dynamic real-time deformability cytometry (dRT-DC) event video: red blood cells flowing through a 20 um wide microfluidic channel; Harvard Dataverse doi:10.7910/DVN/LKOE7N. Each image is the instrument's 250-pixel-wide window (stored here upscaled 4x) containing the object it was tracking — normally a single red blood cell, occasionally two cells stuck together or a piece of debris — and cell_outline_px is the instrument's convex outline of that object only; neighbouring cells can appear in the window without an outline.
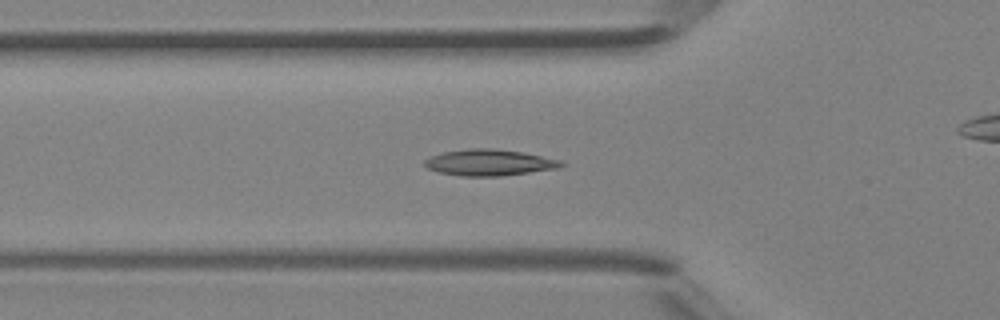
{"species": "Egyptian fruit bat (a non-hibernating species)", "species_latin": "Rousettus aegyptiacus", "temperature_condition": "room temperature", "stored_images_in_passage": 43, "camera_frame_rate_fps": 3000, "um_per_image_px": 0.085, "animal": {"sex": "female"}, "frame": {"image": 1, "passage_image": 11, "time_ms": 3.333, "image_size_px": [1000, 320], "cell_outline_px": [[564, 164], [560, 168], [500, 176], [460, 176], [440, 172], [428, 168], [424, 164], [424, 160], [428, 156], [444, 152], [468, 148], [492, 148], [524, 152], [560, 160]], "centroid_in_image_um": [41.58, 13.81], "position_along_channel_um": 84.2, "area_um2": 20.92}}
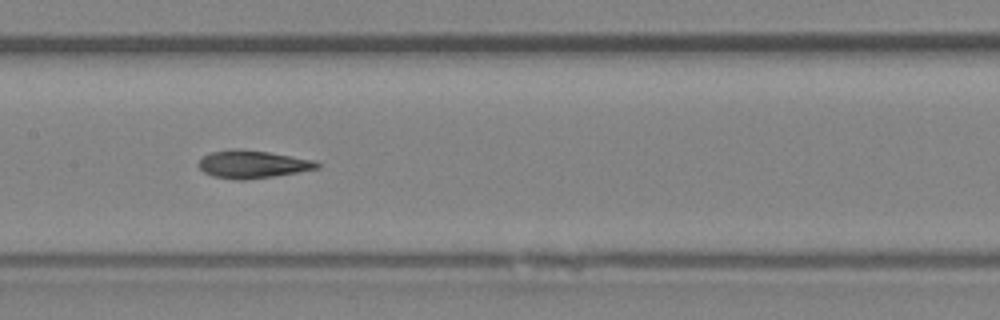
{"frame": {"image": 2, "passage_image": 18, "time_ms": 5.667, "image_size_px": [1000, 320], "cell_outline_px": [[320, 168], [272, 176], [244, 180], [240, 180], [212, 176], [204, 172], [200, 168], [200, 160], [204, 156], [212, 152], [232, 148], [236, 148], [268, 152], [316, 160], [320, 164]], "centroid_in_image_um": [21.49, 13.95], "position_along_channel_um": 185.9, "area_um2": 18.96}}
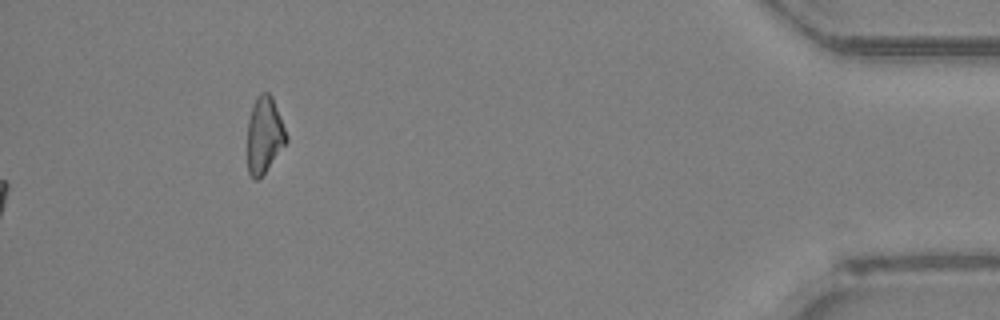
{"frame": {"image": 3, "passage_image": 43, "time_ms": 14.0, "image_size_px": [1000, 320], "cell_outline_px": [[288, 140], [264, 172], [256, 180], [252, 180], [248, 172], [248, 120], [256, 96], [260, 92], [268, 92], [272, 96], [288, 136]], "centroid_in_image_um": [22.46, 11.45], "position_along_channel_um": 412.7, "area_um2": 17.11}, "authors_computed_cell_mechanics": {"area_um2": 18.9584, "velocity_mm_per_s": 4.3765, "shape_relaxation_time_tau1_ms": null, "shape_relaxation_time_tau2_ms": 3.3493, "deformation_change_tau1": null, "deformation_change_tau2": 0.1029}}